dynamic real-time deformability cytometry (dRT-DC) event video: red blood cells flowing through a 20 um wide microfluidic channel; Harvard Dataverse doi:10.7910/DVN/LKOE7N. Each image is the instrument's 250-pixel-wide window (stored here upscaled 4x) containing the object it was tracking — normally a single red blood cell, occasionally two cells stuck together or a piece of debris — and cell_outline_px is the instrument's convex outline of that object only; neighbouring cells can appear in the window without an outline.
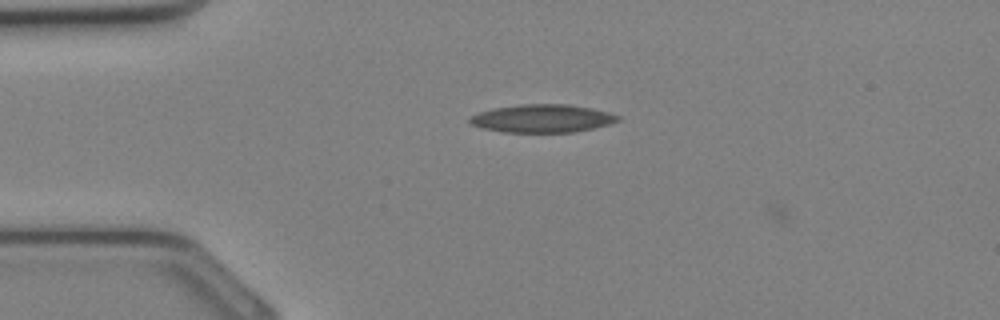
{"species": "Egyptian fruit bat (a non-hibernating species)", "species_latin": "Rousettus aegyptiacus", "temperature_condition": "cold", "stored_images_in_passage": 2, "camera_frame_rate_fps": 3000, "um_per_image_px": 0.085, "animal": {"sex": "female"}, "frame": {"image": 1, "passage_image": 1, "time_ms": 0.0, "image_size_px": [1000, 320], "cell_outline_px": [[620, 120], [608, 124], [576, 132], [504, 132], [484, 128], [472, 124], [468, 120], [468, 116], [492, 108], [520, 104], [568, 104], [592, 108], [608, 112], [620, 116]], "centroid_in_image_um": [46.08, 10.06], "position_along_channel_um": 38.9, "area_um2": 24.16}}